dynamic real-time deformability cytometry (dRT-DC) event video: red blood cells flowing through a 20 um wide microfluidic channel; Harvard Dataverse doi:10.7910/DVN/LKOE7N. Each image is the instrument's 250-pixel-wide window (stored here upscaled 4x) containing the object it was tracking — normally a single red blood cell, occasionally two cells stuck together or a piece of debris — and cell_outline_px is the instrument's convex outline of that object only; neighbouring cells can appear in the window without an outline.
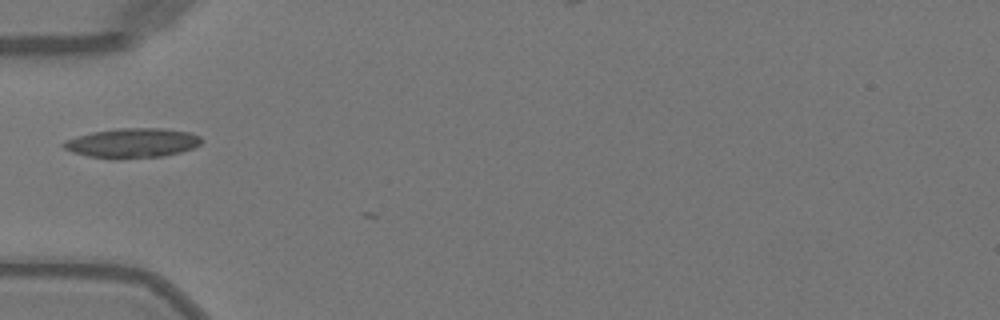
{"species": "Egyptian fruit bat (a non-hibernating species)", "species_latin": "Rousettus aegyptiacus", "temperature_condition": "warm", "stored_images_in_passage": 3, "camera_frame_rate_fps": 3000, "um_per_image_px": 0.085, "animal": {"sex": "female"}, "frame": {"image": 1, "passage_image": 1, "time_ms": 0.0, "image_size_px": [1000, 320], "cell_outline_px": [[204, 140], [200, 144], [192, 148], [180, 152], [164, 156], [120, 160], [112, 160], [88, 156], [72, 152], [64, 148], [60, 144], [64, 140], [92, 132], [116, 128], [160, 128], [188, 132], [200, 136]], "centroid_in_image_um": [11.22, 12.17], "position_along_channel_um": 73.8, "area_um2": 24.16}}